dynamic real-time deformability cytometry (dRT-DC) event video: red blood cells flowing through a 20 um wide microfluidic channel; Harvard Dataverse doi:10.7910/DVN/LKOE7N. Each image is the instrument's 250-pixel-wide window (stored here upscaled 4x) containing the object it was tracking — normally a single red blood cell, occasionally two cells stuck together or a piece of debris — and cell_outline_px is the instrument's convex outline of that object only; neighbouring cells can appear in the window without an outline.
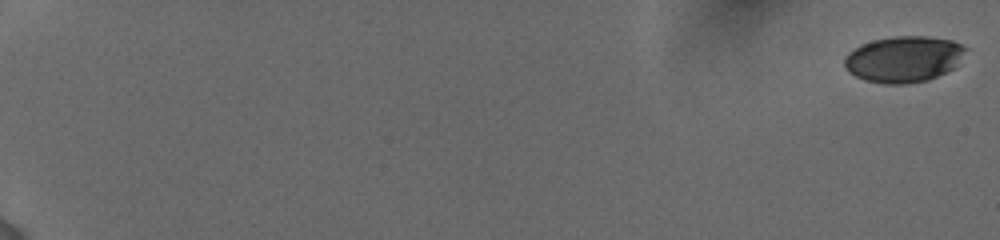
{"species": "human", "species_latin": "Homo sapiens", "temperature_condition": "cold", "stored_images_in_passage": 9, "camera_frame_rate_fps": 3000, "um_per_image_px": 0.085, "donor": {"sex": "female"}, "frame": {"image": 1, "passage_image": 1, "time_ms": 0.0, "image_size_px": [1000, 240], "cell_outline_px": [[968, 48], [956, 68], [928, 80], [904, 84], [884, 84], [864, 80], [848, 72], [844, 64], [844, 56], [848, 52], [860, 44], [872, 40], [896, 36], [928, 36], [952, 40]], "centroid_in_image_um": [76.82, 5.02], "position_along_channel_um": 8.2, "area_um2": 33.0}}